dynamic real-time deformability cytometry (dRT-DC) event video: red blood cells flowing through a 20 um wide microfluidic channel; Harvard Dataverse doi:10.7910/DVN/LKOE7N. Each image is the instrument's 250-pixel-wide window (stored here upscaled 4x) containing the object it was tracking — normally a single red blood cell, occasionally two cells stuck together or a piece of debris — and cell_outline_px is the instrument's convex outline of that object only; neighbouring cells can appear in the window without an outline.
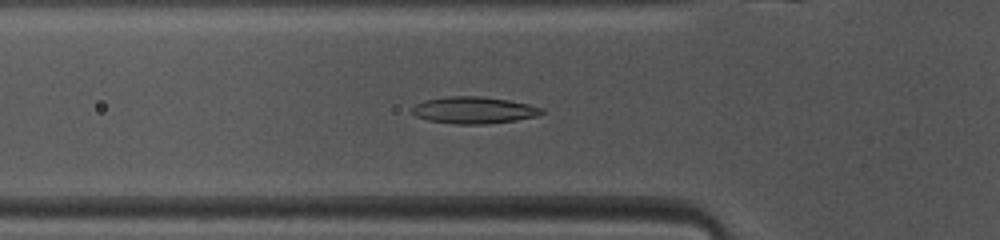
{"species": "common noctule bat (a hibernating species)", "species_latin": "Nyctalus noctula", "temperature_condition": "warm", "stored_images_in_passage": 41, "camera_frame_rate_fps": 3000, "um_per_image_px": 0.085, "animal": {"sex": "female", "body_mass_g": 10.0, "forearm_length_mm": 53.1}, "frame": {"image": 1, "passage_image": 8, "time_ms": 2.333, "image_size_px": [1000, 240], "cell_outline_px": [[544, 112], [536, 116], [516, 120], [484, 124], [456, 124], [428, 120], [416, 116], [412, 112], [412, 108], [416, 104], [424, 100], [452, 96], [480, 96], [508, 100], [528, 104], [544, 108]], "centroid_in_image_um": [40.29, 9.36], "position_along_channel_um": 85.5, "area_um2": 20.11}}
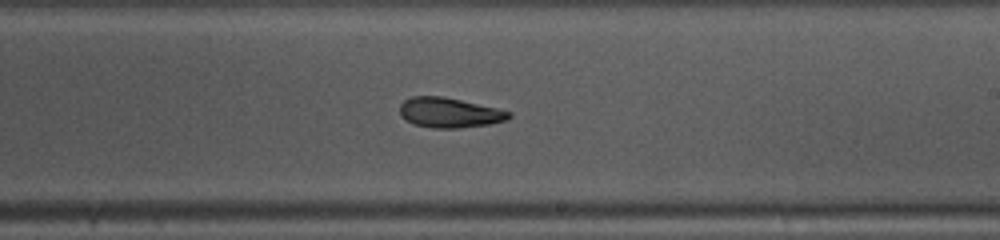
{"frame": {"image": 2, "passage_image": 20, "time_ms": 6.333, "image_size_px": [1000, 240], "cell_outline_px": [[512, 116], [508, 120], [488, 124], [460, 128], [432, 128], [412, 124], [400, 116], [400, 104], [404, 100], [412, 96], [444, 96], [496, 108], [512, 112]], "centroid_in_image_um": [38.18, 9.58], "position_along_channel_um": 250.8, "area_um2": 19.19}}
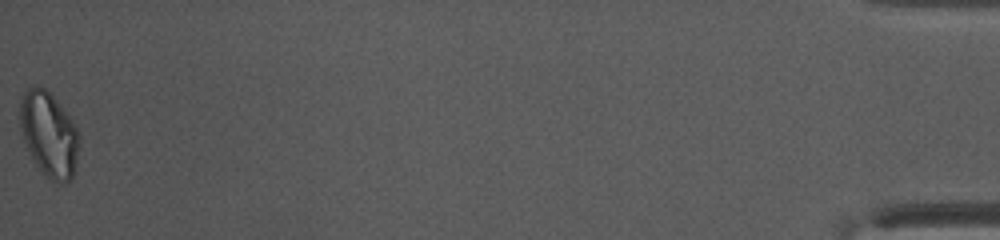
{"frame": {"image": 3, "passage_image": 41, "time_ms": 13.333, "image_size_px": [1000, 240], "cell_outline_px": [[80, 144], [72, 176], [68, 180], [60, 184], [52, 180], [36, 164], [24, 140], [20, 128], [20, 100], [24, 92], [28, 88], [44, 88], [56, 100], [72, 120], [80, 136]], "centroid_in_image_um": [4.17, 11.41], "position_along_channel_um": 431.0, "area_um2": 28.55}, "authors_computed_cell_mechanics": {"area_um2": 19.941, "velocity_mm_per_s": 4.1075, "shape_relaxation_time_tau1_ms": 3.1043, "shape_relaxation_time_tau2_ms": 3.7023, "deformation_change_tau1": 0.1364, "deformation_change_tau2": 0.0798}}